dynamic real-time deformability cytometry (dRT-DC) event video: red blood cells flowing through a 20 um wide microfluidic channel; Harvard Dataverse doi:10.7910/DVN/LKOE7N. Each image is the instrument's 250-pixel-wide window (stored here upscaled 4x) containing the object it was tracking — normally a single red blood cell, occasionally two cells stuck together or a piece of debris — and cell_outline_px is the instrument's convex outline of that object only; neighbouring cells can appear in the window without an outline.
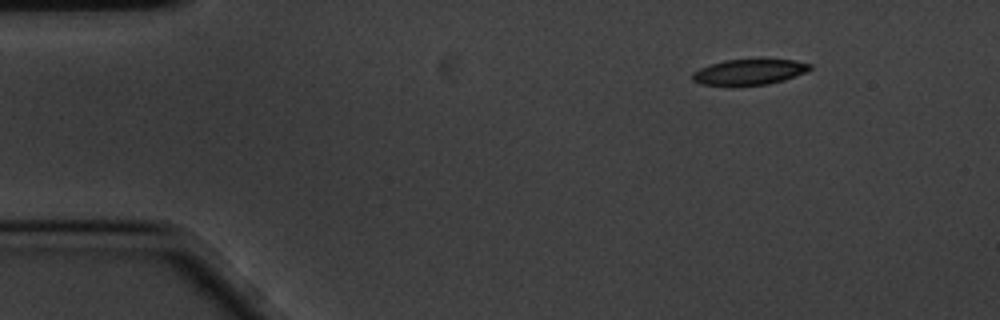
{"species": "common noctule bat (a hibernating species)", "species_latin": "Nyctalus noctula", "temperature_condition": "cold", "stored_images_in_passage": 52, "camera_frame_rate_fps": 3000, "um_per_image_px": 0.085, "animal": {"sex": "male", "body_mass_g": 20.1, "forearm_length_mm": 53.5}, "frame": {"image": 1, "passage_image": 1, "time_ms": 0.0, "image_size_px": [1000, 320], "cell_outline_px": [[812, 68], [804, 72], [784, 80], [768, 84], [700, 84], [692, 80], [692, 72], [700, 68], [724, 60], [796, 60], [812, 64]], "centroid_in_image_um": [63.69, 6.1], "position_along_channel_um": 21.3, "area_um2": 16.99}}
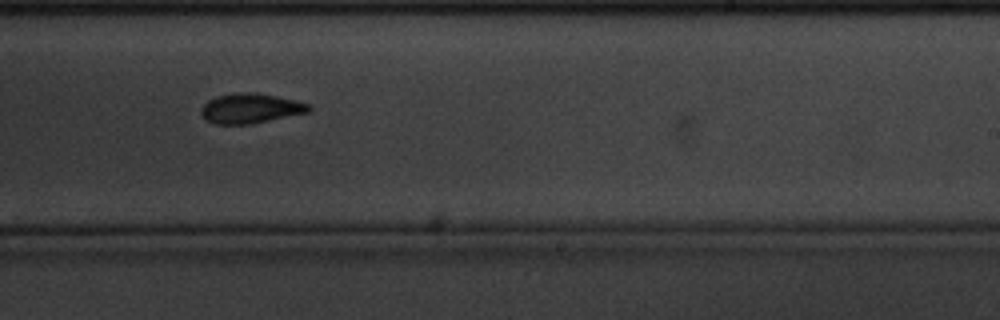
{"frame": {"image": 2, "passage_image": 29, "time_ms": 9.333, "image_size_px": [1000, 320], "cell_outline_px": [[312, 112], [252, 124], [212, 124], [204, 120], [200, 112], [200, 108], [208, 100], [216, 96], [232, 92], [256, 92], [296, 100], [308, 104], [312, 108]], "centroid_in_image_um": [21.28, 9.21], "position_along_channel_um": 267.7, "area_um2": 19.25}}
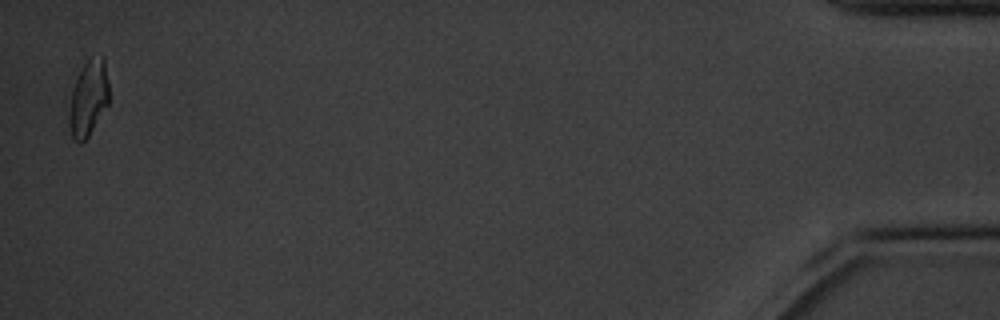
{"frame": {"image": 3, "passage_image": 51, "time_ms": 16.667, "image_size_px": [1000, 320], "cell_outline_px": [[108, 104], [88, 136], [80, 144], [72, 136], [68, 124], [68, 116], [72, 88], [84, 64], [88, 60], [104, 56], [108, 84]], "centroid_in_image_um": [7.5, 8.38], "position_along_channel_um": 427.7, "area_um2": 17.22}, "authors_computed_cell_mechanics": {"area_um2": 18.8717, "velocity_mm_per_s": 3.4337, "shape_relaxation_time_tau1_ms": 3.51, "shape_relaxation_time_tau2_ms": 4.7876, "deformation_change_tau1": 0.1226, "deformation_change_tau2": 0.1089}}